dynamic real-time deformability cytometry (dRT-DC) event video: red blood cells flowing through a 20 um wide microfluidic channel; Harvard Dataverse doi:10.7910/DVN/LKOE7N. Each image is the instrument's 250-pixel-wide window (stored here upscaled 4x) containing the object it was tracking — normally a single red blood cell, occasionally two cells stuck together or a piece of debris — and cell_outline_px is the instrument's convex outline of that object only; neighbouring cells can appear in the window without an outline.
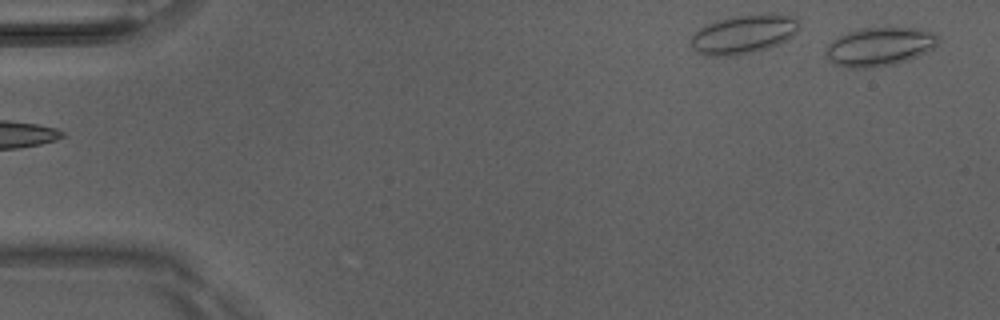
{"species": "Egyptian fruit bat (a non-hibernating species)", "species_latin": "Rousettus aegyptiacus", "temperature_condition": "room temperature", "stored_images_in_passage": 5, "camera_frame_rate_fps": 3000, "um_per_image_px": 0.085, "animal": {"sex": "male"}, "frame": {"image": 1, "passage_image": 5, "time_ms": 1.333, "image_size_px": [1000, 320], "cell_outline_px": [[940, 36], [936, 44], [932, 48], [908, 60], [896, 64], [872, 68], [848, 68], [836, 64], [824, 52], [828, 44], [832, 40], [856, 28], [884, 24], [920, 28], [932, 32]], "centroid_in_image_um": [74.78, 3.9], "position_along_channel_um": 10.2, "area_um2": 26.13}}